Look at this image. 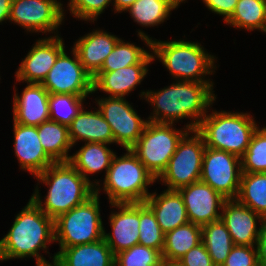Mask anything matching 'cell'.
Segmentation results:
<instances>
[{
	"mask_svg": "<svg viewBox=\"0 0 266 266\" xmlns=\"http://www.w3.org/2000/svg\"><path fill=\"white\" fill-rule=\"evenodd\" d=\"M213 84V82L176 80V83L158 91H142L139 94L141 99L143 96L153 106V113L147 120L174 124L175 121L189 118L192 121L185 127L189 130L197 129L216 99Z\"/></svg>",
	"mask_w": 266,
	"mask_h": 266,
	"instance_id": "6da1fadb",
	"label": "cell"
},
{
	"mask_svg": "<svg viewBox=\"0 0 266 266\" xmlns=\"http://www.w3.org/2000/svg\"><path fill=\"white\" fill-rule=\"evenodd\" d=\"M51 242H55L54 219L30 198L0 240V261L25 257H35L36 262L46 260L39 251L47 250V244Z\"/></svg>",
	"mask_w": 266,
	"mask_h": 266,
	"instance_id": "7a4b0ae2",
	"label": "cell"
},
{
	"mask_svg": "<svg viewBox=\"0 0 266 266\" xmlns=\"http://www.w3.org/2000/svg\"><path fill=\"white\" fill-rule=\"evenodd\" d=\"M35 177L49 188L44 203L38 186L31 199L48 217L54 220L95 194V187L69 162H55Z\"/></svg>",
	"mask_w": 266,
	"mask_h": 266,
	"instance_id": "3957f363",
	"label": "cell"
},
{
	"mask_svg": "<svg viewBox=\"0 0 266 266\" xmlns=\"http://www.w3.org/2000/svg\"><path fill=\"white\" fill-rule=\"evenodd\" d=\"M138 36L152 51L154 60L158 58L176 80L213 82L205 79L216 69L215 57L198 42L183 40H152L149 35L138 30ZM215 65V66H214ZM203 76V77H202Z\"/></svg>",
	"mask_w": 266,
	"mask_h": 266,
	"instance_id": "277c9868",
	"label": "cell"
},
{
	"mask_svg": "<svg viewBox=\"0 0 266 266\" xmlns=\"http://www.w3.org/2000/svg\"><path fill=\"white\" fill-rule=\"evenodd\" d=\"M250 113L213 111L203 117L197 127L205 146L224 150L241 158L257 130Z\"/></svg>",
	"mask_w": 266,
	"mask_h": 266,
	"instance_id": "5b68a950",
	"label": "cell"
},
{
	"mask_svg": "<svg viewBox=\"0 0 266 266\" xmlns=\"http://www.w3.org/2000/svg\"><path fill=\"white\" fill-rule=\"evenodd\" d=\"M120 157L115 155L105 174L103 190L111 203H144L150 195L148 185L156 178L146 169L131 149Z\"/></svg>",
	"mask_w": 266,
	"mask_h": 266,
	"instance_id": "8992f818",
	"label": "cell"
},
{
	"mask_svg": "<svg viewBox=\"0 0 266 266\" xmlns=\"http://www.w3.org/2000/svg\"><path fill=\"white\" fill-rule=\"evenodd\" d=\"M99 192L54 220L55 242L60 249L103 239Z\"/></svg>",
	"mask_w": 266,
	"mask_h": 266,
	"instance_id": "52a82bcc",
	"label": "cell"
},
{
	"mask_svg": "<svg viewBox=\"0 0 266 266\" xmlns=\"http://www.w3.org/2000/svg\"><path fill=\"white\" fill-rule=\"evenodd\" d=\"M173 126L175 124L148 121L138 141L131 148L156 179L166 169L182 137L190 131L186 127H183L184 130H176Z\"/></svg>",
	"mask_w": 266,
	"mask_h": 266,
	"instance_id": "ba28073f",
	"label": "cell"
},
{
	"mask_svg": "<svg viewBox=\"0 0 266 266\" xmlns=\"http://www.w3.org/2000/svg\"><path fill=\"white\" fill-rule=\"evenodd\" d=\"M205 147L204 139L196 129L188 131L156 180L162 181L168 190H179L200 181Z\"/></svg>",
	"mask_w": 266,
	"mask_h": 266,
	"instance_id": "9c48e42d",
	"label": "cell"
},
{
	"mask_svg": "<svg viewBox=\"0 0 266 266\" xmlns=\"http://www.w3.org/2000/svg\"><path fill=\"white\" fill-rule=\"evenodd\" d=\"M241 174V158L224 150L205 147L201 182L211 186L227 200L236 199Z\"/></svg>",
	"mask_w": 266,
	"mask_h": 266,
	"instance_id": "30bf717a",
	"label": "cell"
},
{
	"mask_svg": "<svg viewBox=\"0 0 266 266\" xmlns=\"http://www.w3.org/2000/svg\"><path fill=\"white\" fill-rule=\"evenodd\" d=\"M71 52L72 58L67 56L65 49L58 55L41 85L48 93L89 97L93 94V77L85 70L74 48Z\"/></svg>",
	"mask_w": 266,
	"mask_h": 266,
	"instance_id": "8fae6325",
	"label": "cell"
},
{
	"mask_svg": "<svg viewBox=\"0 0 266 266\" xmlns=\"http://www.w3.org/2000/svg\"><path fill=\"white\" fill-rule=\"evenodd\" d=\"M98 110L111 127L114 143L125 149H131L148 123L133 109L125 98L106 97L96 100Z\"/></svg>",
	"mask_w": 266,
	"mask_h": 266,
	"instance_id": "7c38bea8",
	"label": "cell"
},
{
	"mask_svg": "<svg viewBox=\"0 0 266 266\" xmlns=\"http://www.w3.org/2000/svg\"><path fill=\"white\" fill-rule=\"evenodd\" d=\"M63 8L57 0H12L9 20L28 32H54L58 36L65 17Z\"/></svg>",
	"mask_w": 266,
	"mask_h": 266,
	"instance_id": "4fadbf2b",
	"label": "cell"
},
{
	"mask_svg": "<svg viewBox=\"0 0 266 266\" xmlns=\"http://www.w3.org/2000/svg\"><path fill=\"white\" fill-rule=\"evenodd\" d=\"M64 49L59 35L39 38L15 72L16 81L41 84Z\"/></svg>",
	"mask_w": 266,
	"mask_h": 266,
	"instance_id": "5bb4252c",
	"label": "cell"
},
{
	"mask_svg": "<svg viewBox=\"0 0 266 266\" xmlns=\"http://www.w3.org/2000/svg\"><path fill=\"white\" fill-rule=\"evenodd\" d=\"M189 222L203 226L221 219V213L225 199L211 186L201 181L191 183L180 188Z\"/></svg>",
	"mask_w": 266,
	"mask_h": 266,
	"instance_id": "9a60e30c",
	"label": "cell"
},
{
	"mask_svg": "<svg viewBox=\"0 0 266 266\" xmlns=\"http://www.w3.org/2000/svg\"><path fill=\"white\" fill-rule=\"evenodd\" d=\"M118 208L110 219L111 233L104 228L103 238L114 255L139 244L140 203H111Z\"/></svg>",
	"mask_w": 266,
	"mask_h": 266,
	"instance_id": "2e32d148",
	"label": "cell"
},
{
	"mask_svg": "<svg viewBox=\"0 0 266 266\" xmlns=\"http://www.w3.org/2000/svg\"><path fill=\"white\" fill-rule=\"evenodd\" d=\"M13 123L14 150L21 170L36 176L55 163L40 143L37 126H25L14 121Z\"/></svg>",
	"mask_w": 266,
	"mask_h": 266,
	"instance_id": "e0dca14e",
	"label": "cell"
},
{
	"mask_svg": "<svg viewBox=\"0 0 266 266\" xmlns=\"http://www.w3.org/2000/svg\"><path fill=\"white\" fill-rule=\"evenodd\" d=\"M263 217L236 199L226 200L221 211V220L233 240L234 245L256 246L260 227L257 228V220Z\"/></svg>",
	"mask_w": 266,
	"mask_h": 266,
	"instance_id": "ac0fdd59",
	"label": "cell"
},
{
	"mask_svg": "<svg viewBox=\"0 0 266 266\" xmlns=\"http://www.w3.org/2000/svg\"><path fill=\"white\" fill-rule=\"evenodd\" d=\"M13 121L25 126H39L49 120V93L41 85L27 83L21 93L14 87Z\"/></svg>",
	"mask_w": 266,
	"mask_h": 266,
	"instance_id": "d6986e66",
	"label": "cell"
},
{
	"mask_svg": "<svg viewBox=\"0 0 266 266\" xmlns=\"http://www.w3.org/2000/svg\"><path fill=\"white\" fill-rule=\"evenodd\" d=\"M121 38L104 30H94L80 37L73 48L85 70L94 77Z\"/></svg>",
	"mask_w": 266,
	"mask_h": 266,
	"instance_id": "ffe728a7",
	"label": "cell"
},
{
	"mask_svg": "<svg viewBox=\"0 0 266 266\" xmlns=\"http://www.w3.org/2000/svg\"><path fill=\"white\" fill-rule=\"evenodd\" d=\"M149 64H135L112 72H98L93 77V93L100 90L108 97L124 98L147 76Z\"/></svg>",
	"mask_w": 266,
	"mask_h": 266,
	"instance_id": "44dd1931",
	"label": "cell"
},
{
	"mask_svg": "<svg viewBox=\"0 0 266 266\" xmlns=\"http://www.w3.org/2000/svg\"><path fill=\"white\" fill-rule=\"evenodd\" d=\"M159 195L150 193L145 203L154 212L157 222L167 233L189 222L182 195L178 190H164Z\"/></svg>",
	"mask_w": 266,
	"mask_h": 266,
	"instance_id": "7402d4cb",
	"label": "cell"
},
{
	"mask_svg": "<svg viewBox=\"0 0 266 266\" xmlns=\"http://www.w3.org/2000/svg\"><path fill=\"white\" fill-rule=\"evenodd\" d=\"M69 136L73 146L79 140L89 143H114L110 125L99 110L87 111L84 107L68 125Z\"/></svg>",
	"mask_w": 266,
	"mask_h": 266,
	"instance_id": "603a6c76",
	"label": "cell"
},
{
	"mask_svg": "<svg viewBox=\"0 0 266 266\" xmlns=\"http://www.w3.org/2000/svg\"><path fill=\"white\" fill-rule=\"evenodd\" d=\"M59 250L55 255L64 266H115V255L104 238Z\"/></svg>",
	"mask_w": 266,
	"mask_h": 266,
	"instance_id": "cb8c5ba5",
	"label": "cell"
},
{
	"mask_svg": "<svg viewBox=\"0 0 266 266\" xmlns=\"http://www.w3.org/2000/svg\"><path fill=\"white\" fill-rule=\"evenodd\" d=\"M107 145L109 144L97 142L85 143L69 159V163L95 187V192H100V182L90 181L88 176L89 174L100 172L103 169H105V173L107 174L113 156L115 155L113 150L107 147Z\"/></svg>",
	"mask_w": 266,
	"mask_h": 266,
	"instance_id": "d4e9b609",
	"label": "cell"
},
{
	"mask_svg": "<svg viewBox=\"0 0 266 266\" xmlns=\"http://www.w3.org/2000/svg\"><path fill=\"white\" fill-rule=\"evenodd\" d=\"M38 137L45 152L55 162H69L72 149L68 126L58 122L47 120L37 126Z\"/></svg>",
	"mask_w": 266,
	"mask_h": 266,
	"instance_id": "484cf974",
	"label": "cell"
},
{
	"mask_svg": "<svg viewBox=\"0 0 266 266\" xmlns=\"http://www.w3.org/2000/svg\"><path fill=\"white\" fill-rule=\"evenodd\" d=\"M201 226L188 222L165 233L162 259L178 261L201 243Z\"/></svg>",
	"mask_w": 266,
	"mask_h": 266,
	"instance_id": "4316f807",
	"label": "cell"
},
{
	"mask_svg": "<svg viewBox=\"0 0 266 266\" xmlns=\"http://www.w3.org/2000/svg\"><path fill=\"white\" fill-rule=\"evenodd\" d=\"M201 242L215 266H222L234 243L224 222L219 219L201 226Z\"/></svg>",
	"mask_w": 266,
	"mask_h": 266,
	"instance_id": "83f0119b",
	"label": "cell"
},
{
	"mask_svg": "<svg viewBox=\"0 0 266 266\" xmlns=\"http://www.w3.org/2000/svg\"><path fill=\"white\" fill-rule=\"evenodd\" d=\"M181 2L185 0H136L126 11L139 25L154 27L168 19Z\"/></svg>",
	"mask_w": 266,
	"mask_h": 266,
	"instance_id": "f1b7e54d",
	"label": "cell"
},
{
	"mask_svg": "<svg viewBox=\"0 0 266 266\" xmlns=\"http://www.w3.org/2000/svg\"><path fill=\"white\" fill-rule=\"evenodd\" d=\"M236 200L260 214L266 216V172H242Z\"/></svg>",
	"mask_w": 266,
	"mask_h": 266,
	"instance_id": "f546056e",
	"label": "cell"
},
{
	"mask_svg": "<svg viewBox=\"0 0 266 266\" xmlns=\"http://www.w3.org/2000/svg\"><path fill=\"white\" fill-rule=\"evenodd\" d=\"M224 23L236 29L266 33V0H238L233 14Z\"/></svg>",
	"mask_w": 266,
	"mask_h": 266,
	"instance_id": "4dcf8cb0",
	"label": "cell"
},
{
	"mask_svg": "<svg viewBox=\"0 0 266 266\" xmlns=\"http://www.w3.org/2000/svg\"><path fill=\"white\" fill-rule=\"evenodd\" d=\"M150 52L152 51L120 39L99 72H112L135 64H151L154 57Z\"/></svg>",
	"mask_w": 266,
	"mask_h": 266,
	"instance_id": "1f68e13d",
	"label": "cell"
},
{
	"mask_svg": "<svg viewBox=\"0 0 266 266\" xmlns=\"http://www.w3.org/2000/svg\"><path fill=\"white\" fill-rule=\"evenodd\" d=\"M86 97L49 93V120L68 126L84 107Z\"/></svg>",
	"mask_w": 266,
	"mask_h": 266,
	"instance_id": "d6a6232c",
	"label": "cell"
},
{
	"mask_svg": "<svg viewBox=\"0 0 266 266\" xmlns=\"http://www.w3.org/2000/svg\"><path fill=\"white\" fill-rule=\"evenodd\" d=\"M139 245L156 249L162 253L165 233L160 228L152 209L140 203Z\"/></svg>",
	"mask_w": 266,
	"mask_h": 266,
	"instance_id": "836d02e7",
	"label": "cell"
},
{
	"mask_svg": "<svg viewBox=\"0 0 266 266\" xmlns=\"http://www.w3.org/2000/svg\"><path fill=\"white\" fill-rule=\"evenodd\" d=\"M241 170L247 173L266 172V126L254 132L241 157Z\"/></svg>",
	"mask_w": 266,
	"mask_h": 266,
	"instance_id": "e575fe53",
	"label": "cell"
},
{
	"mask_svg": "<svg viewBox=\"0 0 266 266\" xmlns=\"http://www.w3.org/2000/svg\"><path fill=\"white\" fill-rule=\"evenodd\" d=\"M161 261L160 251L139 244L115 255V266H160Z\"/></svg>",
	"mask_w": 266,
	"mask_h": 266,
	"instance_id": "d590c367",
	"label": "cell"
},
{
	"mask_svg": "<svg viewBox=\"0 0 266 266\" xmlns=\"http://www.w3.org/2000/svg\"><path fill=\"white\" fill-rule=\"evenodd\" d=\"M112 0H69V11L75 18L94 22Z\"/></svg>",
	"mask_w": 266,
	"mask_h": 266,
	"instance_id": "8d00e7d4",
	"label": "cell"
},
{
	"mask_svg": "<svg viewBox=\"0 0 266 266\" xmlns=\"http://www.w3.org/2000/svg\"><path fill=\"white\" fill-rule=\"evenodd\" d=\"M222 266H260L256 247L234 245Z\"/></svg>",
	"mask_w": 266,
	"mask_h": 266,
	"instance_id": "74e56055",
	"label": "cell"
},
{
	"mask_svg": "<svg viewBox=\"0 0 266 266\" xmlns=\"http://www.w3.org/2000/svg\"><path fill=\"white\" fill-rule=\"evenodd\" d=\"M178 262L182 266H215L202 242L191 248Z\"/></svg>",
	"mask_w": 266,
	"mask_h": 266,
	"instance_id": "f35d334b",
	"label": "cell"
},
{
	"mask_svg": "<svg viewBox=\"0 0 266 266\" xmlns=\"http://www.w3.org/2000/svg\"><path fill=\"white\" fill-rule=\"evenodd\" d=\"M238 0H203L212 13L223 15L224 22L233 14Z\"/></svg>",
	"mask_w": 266,
	"mask_h": 266,
	"instance_id": "ab89813d",
	"label": "cell"
},
{
	"mask_svg": "<svg viewBox=\"0 0 266 266\" xmlns=\"http://www.w3.org/2000/svg\"><path fill=\"white\" fill-rule=\"evenodd\" d=\"M260 233L256 243L258 261L260 266H266V216L259 222Z\"/></svg>",
	"mask_w": 266,
	"mask_h": 266,
	"instance_id": "60d3db41",
	"label": "cell"
},
{
	"mask_svg": "<svg viewBox=\"0 0 266 266\" xmlns=\"http://www.w3.org/2000/svg\"><path fill=\"white\" fill-rule=\"evenodd\" d=\"M12 0H0V23L9 21Z\"/></svg>",
	"mask_w": 266,
	"mask_h": 266,
	"instance_id": "b9f144b4",
	"label": "cell"
},
{
	"mask_svg": "<svg viewBox=\"0 0 266 266\" xmlns=\"http://www.w3.org/2000/svg\"><path fill=\"white\" fill-rule=\"evenodd\" d=\"M114 10L117 13L126 11L136 0H113Z\"/></svg>",
	"mask_w": 266,
	"mask_h": 266,
	"instance_id": "7bdbcfd3",
	"label": "cell"
},
{
	"mask_svg": "<svg viewBox=\"0 0 266 266\" xmlns=\"http://www.w3.org/2000/svg\"><path fill=\"white\" fill-rule=\"evenodd\" d=\"M52 257L53 259L51 263L47 260L37 261L36 266H64L62 262L56 257L55 254Z\"/></svg>",
	"mask_w": 266,
	"mask_h": 266,
	"instance_id": "ee69618b",
	"label": "cell"
},
{
	"mask_svg": "<svg viewBox=\"0 0 266 266\" xmlns=\"http://www.w3.org/2000/svg\"><path fill=\"white\" fill-rule=\"evenodd\" d=\"M160 266H182L178 261L162 259Z\"/></svg>",
	"mask_w": 266,
	"mask_h": 266,
	"instance_id": "f6af8a7d",
	"label": "cell"
}]
</instances>
